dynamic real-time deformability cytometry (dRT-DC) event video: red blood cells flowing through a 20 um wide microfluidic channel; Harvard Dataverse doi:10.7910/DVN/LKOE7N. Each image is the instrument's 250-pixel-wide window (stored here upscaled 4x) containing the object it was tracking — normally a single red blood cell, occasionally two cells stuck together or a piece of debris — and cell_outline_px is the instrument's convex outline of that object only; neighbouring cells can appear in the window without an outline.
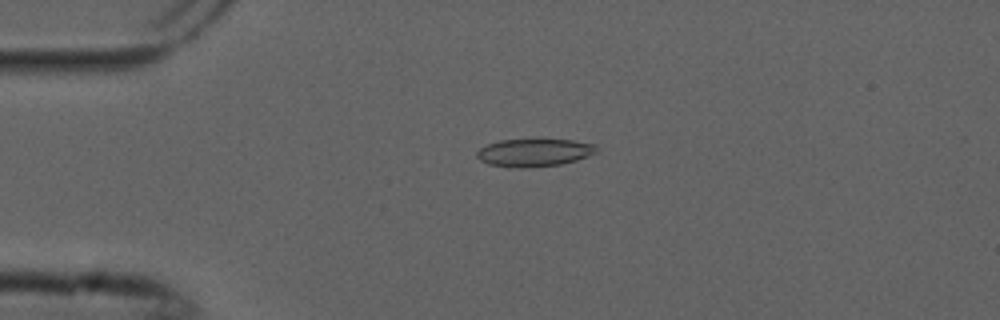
{"species": "common noctule bat (a hibernating species)", "species_latin": "Nyctalus noctula", "temperature_condition": "cold", "stored_images_in_passage": 4, "camera_frame_rate_fps": 3000, "um_per_image_px": 0.085, "animal": {"sex": "male", "forearm_length_mm": 52.5}, "frame": {"image": 1, "passage_image": 3, "time_ms": 0.667, "image_size_px": [1000, 320], "cell_outline_px": [[596, 152], [588, 156], [576, 160], [560, 164], [524, 168], [508, 168], [488, 164], [480, 160], [476, 156], [476, 152], [480, 148], [488, 144], [500, 140], [572, 140], [596, 144]], "centroid_in_image_um": [45.37, 12.98], "position_along_channel_um": 39.6, "area_um2": 19.31}}